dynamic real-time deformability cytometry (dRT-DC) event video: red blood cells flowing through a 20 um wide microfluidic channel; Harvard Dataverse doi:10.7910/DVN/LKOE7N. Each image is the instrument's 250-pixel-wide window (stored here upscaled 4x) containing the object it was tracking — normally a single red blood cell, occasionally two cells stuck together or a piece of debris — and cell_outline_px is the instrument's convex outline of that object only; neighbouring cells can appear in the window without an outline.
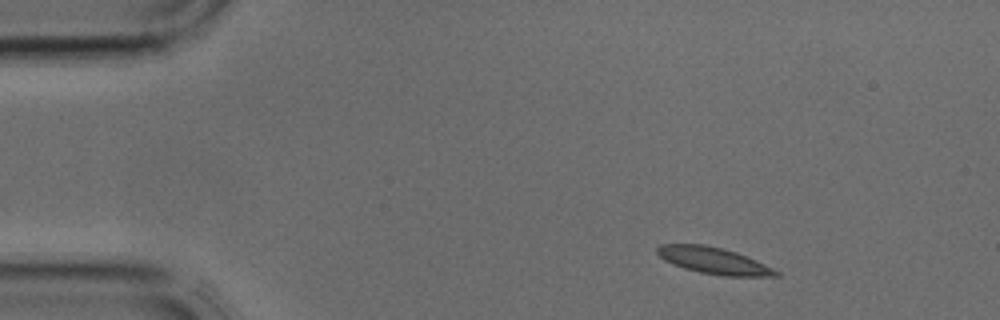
{"species": "common noctule bat (a hibernating species)", "species_latin": "Nyctalus noctula", "temperature_condition": "cold", "stored_images_in_passage": 2, "camera_frame_rate_fps": 3000, "um_per_image_px": 0.085, "animal": {"sex": "male", "body_mass_g": 17.9, "forearm_length_mm": 54.2}, "frame": {"image": 1, "passage_image": 1, "time_ms": 0.0, "image_size_px": [1000, 320], "cell_outline_px": [[780, 276], [724, 276], [700, 272], [684, 268], [672, 264], [664, 260], [656, 252], [656, 248], [660, 244], [704, 244], [724, 248], [736, 252], [756, 260], [780, 272]], "centroid_in_image_um": [60.65, 22.14], "position_along_channel_um": 24.4, "area_um2": 18.38}}